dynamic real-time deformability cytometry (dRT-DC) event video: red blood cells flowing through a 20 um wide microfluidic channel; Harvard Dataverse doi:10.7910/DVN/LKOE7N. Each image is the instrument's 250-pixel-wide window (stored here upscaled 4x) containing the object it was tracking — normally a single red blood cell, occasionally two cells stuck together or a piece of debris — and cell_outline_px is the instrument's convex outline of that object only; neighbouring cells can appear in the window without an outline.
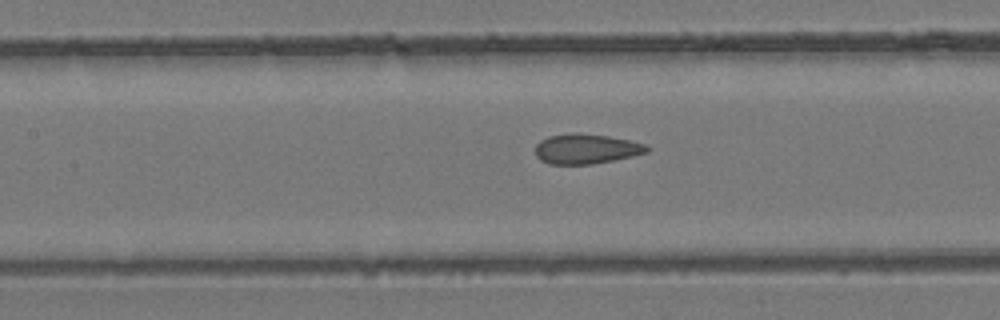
{"species": "common noctule bat (a hibernating species)", "species_latin": "Nyctalus noctula", "temperature_condition": "room temperature", "stored_images_in_passage": 6, "segment_of_instrument_passage": [2, 2], "camera_frame_rate_fps": 3000, "um_per_image_px": 0.085, "animal": {"sex": "female", "body_mass_g": 24.6, "forearm_length_mm": 56.2}, "frame": {"image": 1, "passage_image": 6, "time_ms": 6.667, "image_size_px": [1000, 320], "cell_outline_px": [[652, 148], [648, 152], [632, 156], [592, 164], [548, 164], [540, 160], [536, 156], [536, 144], [540, 140], [548, 136], [572, 132], [608, 136], [628, 140], [644, 144]], "centroid_in_image_um": [49.8, 12.65], "position_along_channel_um": 157.6, "area_um2": 19.48}}